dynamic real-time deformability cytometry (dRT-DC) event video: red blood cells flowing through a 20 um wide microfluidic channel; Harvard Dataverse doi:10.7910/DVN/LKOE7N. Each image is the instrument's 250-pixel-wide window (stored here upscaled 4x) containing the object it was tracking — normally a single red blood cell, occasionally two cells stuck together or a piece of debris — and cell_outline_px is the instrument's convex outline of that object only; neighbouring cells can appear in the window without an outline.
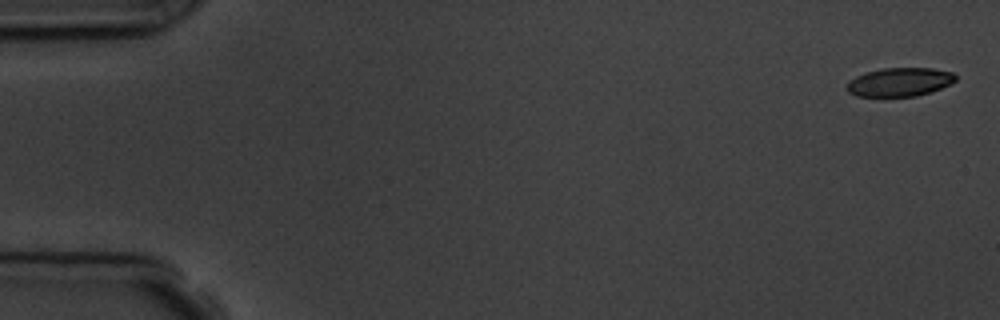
{"species": "common noctule bat (a hibernating species)", "species_latin": "Nyctalus noctula", "temperature_condition": "room temperature", "stored_images_in_passage": 5, "camera_frame_rate_fps": 3000, "um_per_image_px": 0.085, "animal": {"sex": "male", "body_mass_g": 19.5, "forearm_length_mm": 54.6}, "frame": {"image": 1, "passage_image": 1, "time_ms": 0.0, "image_size_px": [1000, 320], "cell_outline_px": [[956, 80], [940, 88], [916, 96], [856, 96], [848, 92], [848, 80], [856, 76], [868, 72], [884, 68], [932, 68], [952, 72], [956, 76]], "centroid_in_image_um": [76.46, 6.97], "position_along_channel_um": 8.5, "area_um2": 17.86}}
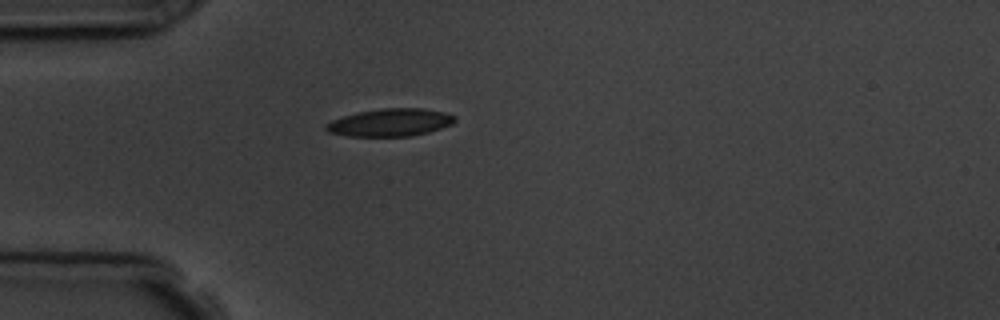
{"frame": {"image": 2, "passage_image": 5, "time_ms": 4.667, "image_size_px": [1000, 320], "cell_outline_px": [[456, 120], [452, 124], [428, 132], [412, 136], [348, 136], [328, 132], [324, 128], [324, 124], [332, 120], [356, 112], [380, 108], [424, 108], [444, 112], [456, 116]], "centroid_in_image_um": [33.16, 10.4], "position_along_channel_um": 51.8, "area_um2": 20.87}}